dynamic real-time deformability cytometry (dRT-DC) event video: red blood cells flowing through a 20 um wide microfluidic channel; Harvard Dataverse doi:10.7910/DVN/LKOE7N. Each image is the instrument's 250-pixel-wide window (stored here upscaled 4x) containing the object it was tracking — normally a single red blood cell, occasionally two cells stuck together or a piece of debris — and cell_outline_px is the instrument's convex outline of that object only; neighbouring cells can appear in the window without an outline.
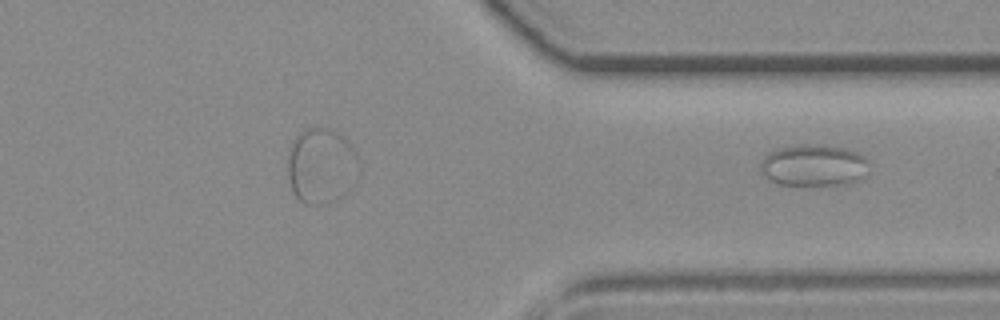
{"species": "common noctule bat (a hibernating species)", "species_latin": "Nyctalus noctula", "temperature_condition": "room temperature", "stored_images_in_passage": 39, "segment_of_instrument_passage": [2, 2], "camera_frame_rate_fps": 3000, "um_per_image_px": 0.085, "animal": {"sex": "female", "body_mass_g": 19.3, "forearm_length_mm": 54.1}, "frame": {"image": 1, "passage_image": 39, "time_ms": 12.667, "image_size_px": [1000, 320], "cell_outline_px": [[868, 176], [852, 184], [780, 184], [764, 176], [760, 172], [760, 164], [764, 156], [780, 148], [800, 144], [820, 144], [848, 148], [860, 152], [868, 160]], "centroid_in_image_um": [69.25, 14.04], "position_along_channel_um": 342.1, "area_um2": 26.7}}